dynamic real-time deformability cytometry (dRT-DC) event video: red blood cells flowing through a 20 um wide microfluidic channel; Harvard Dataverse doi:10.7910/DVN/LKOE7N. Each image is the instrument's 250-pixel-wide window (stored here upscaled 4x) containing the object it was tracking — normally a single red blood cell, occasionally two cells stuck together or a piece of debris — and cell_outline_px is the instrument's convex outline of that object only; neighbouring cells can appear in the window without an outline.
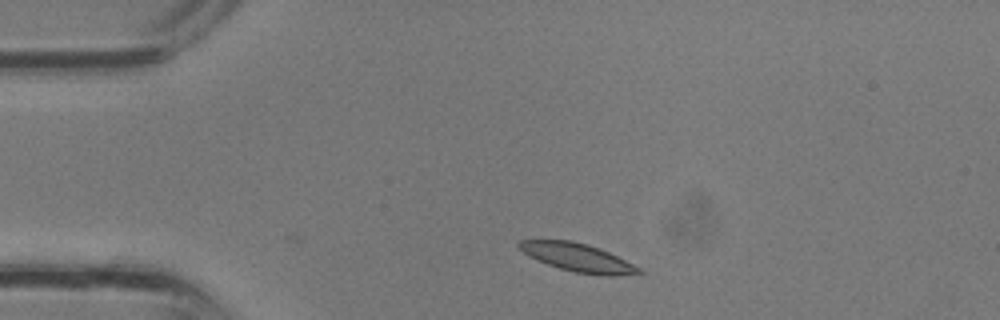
{"species": "common noctule bat (a hibernating species)", "species_latin": "Nyctalus noctula", "temperature_condition": "room temperature", "stored_images_in_passage": 31, "camera_frame_rate_fps": 3000, "um_per_image_px": 0.085, "animal": {"sex": "male", "body_mass_g": 13.3}, "frame": {"image": 1, "passage_image": 3, "time_ms": 0.667, "image_size_px": [1000, 320], "cell_outline_px": [[644, 272], [640, 276], [604, 276], [572, 272], [548, 264], [528, 256], [516, 244], [520, 240], [572, 240], [588, 244], [608, 252], [640, 268]], "centroid_in_image_um": [49.17, 21.92], "position_along_channel_um": 35.8, "area_um2": 19.88}}
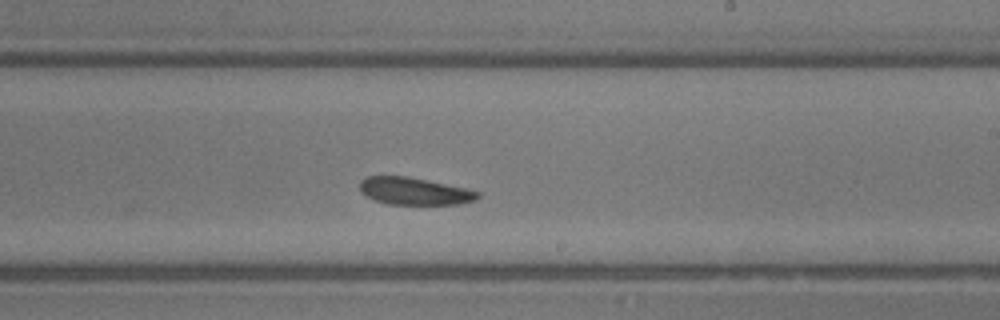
{"frame": {"image": 2, "passage_image": 16, "time_ms": 5.0, "image_size_px": [1000, 320], "cell_outline_px": [[480, 196], [476, 200], [460, 204], [388, 204], [376, 200], [360, 192], [360, 180], [368, 176], [408, 176], [464, 188], [480, 192]], "centroid_in_image_um": [35.22, 16.25], "position_along_channel_um": 253.8, "area_um2": 18.61}}
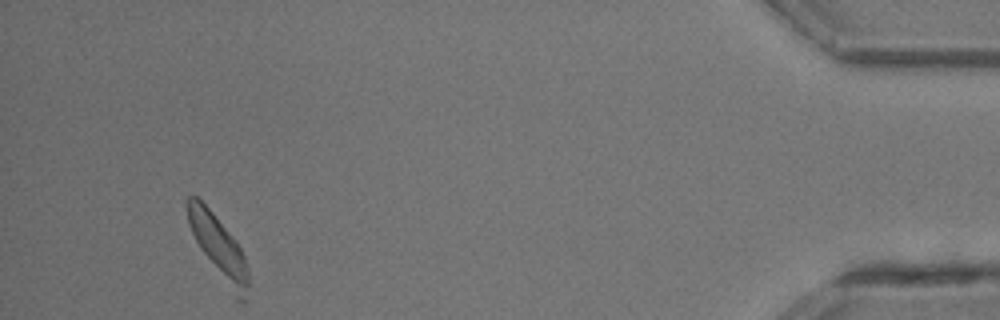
{"frame": {"image": 3, "passage_image": 28, "time_ms": 9.0, "image_size_px": [1000, 320], "cell_outline_px": [[248, 288], [244, 304], [240, 304], [236, 300], [196, 240], [188, 224], [184, 204], [184, 200], [188, 196], [196, 196], [212, 212], [236, 240], [244, 256], [248, 268]], "centroid_in_image_um": [18.58, 21.01], "position_along_channel_um": 416.6, "area_um2": 21.96}}